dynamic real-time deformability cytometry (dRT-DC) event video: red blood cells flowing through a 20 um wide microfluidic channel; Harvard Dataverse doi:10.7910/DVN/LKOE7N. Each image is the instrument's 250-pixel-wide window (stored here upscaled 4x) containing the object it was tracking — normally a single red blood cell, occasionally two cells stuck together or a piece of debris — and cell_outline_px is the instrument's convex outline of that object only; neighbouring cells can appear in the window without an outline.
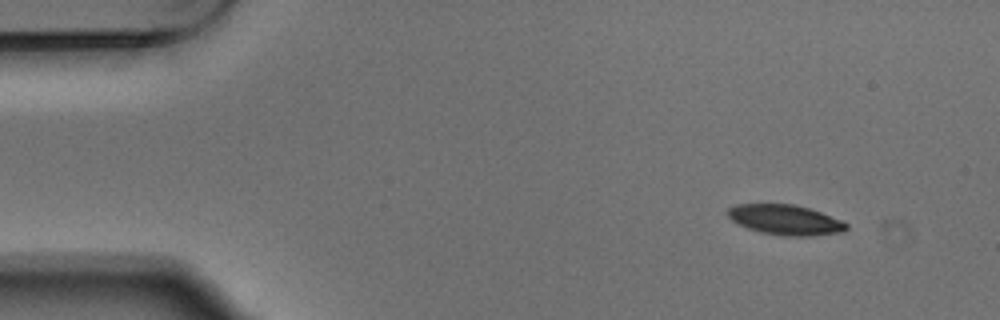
{"species": "Egyptian fruit bat (a non-hibernating species)", "species_latin": "Rousettus aegyptiacus", "temperature_condition": "warm", "stored_images_in_passage": 5, "segment_of_instrument_passage": [1, 2], "camera_frame_rate_fps": 3000, "um_per_image_px": 0.085, "animal": {"sex": "male"}, "frame": {"image": 1, "passage_image": 1, "time_ms": 0.0, "image_size_px": [1000, 320], "cell_outline_px": [[848, 228], [844, 232], [812, 236], [784, 236], [760, 232], [748, 228], [732, 220], [724, 212], [728, 208], [736, 204], [792, 204], [808, 208], [820, 212], [840, 220], [848, 224]], "centroid_in_image_um": [66.74, 18.69], "position_along_channel_um": 18.3, "area_um2": 20.81}}
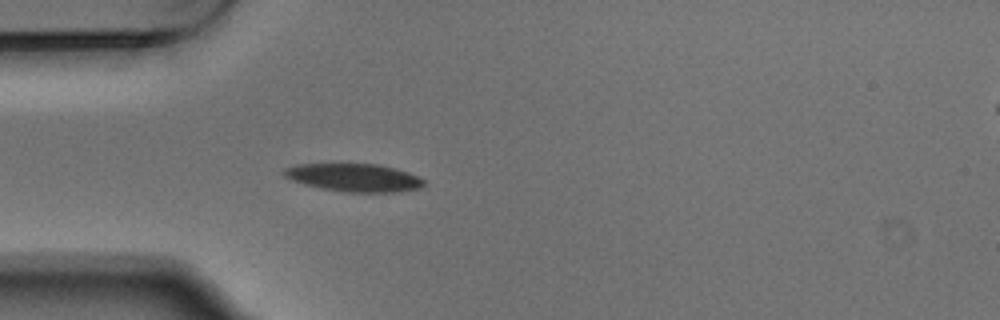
{"frame": {"image": 2, "passage_image": 4, "time_ms": 1.0, "image_size_px": [1000, 320], "cell_outline_px": [[424, 184], [420, 188], [396, 192], [344, 192], [320, 188], [304, 184], [292, 180], [284, 176], [284, 168], [296, 164], [380, 164], [408, 172], [424, 180]], "centroid_in_image_um": [30.08, 15.09], "position_along_channel_um": 54.9, "area_um2": 22.72}}